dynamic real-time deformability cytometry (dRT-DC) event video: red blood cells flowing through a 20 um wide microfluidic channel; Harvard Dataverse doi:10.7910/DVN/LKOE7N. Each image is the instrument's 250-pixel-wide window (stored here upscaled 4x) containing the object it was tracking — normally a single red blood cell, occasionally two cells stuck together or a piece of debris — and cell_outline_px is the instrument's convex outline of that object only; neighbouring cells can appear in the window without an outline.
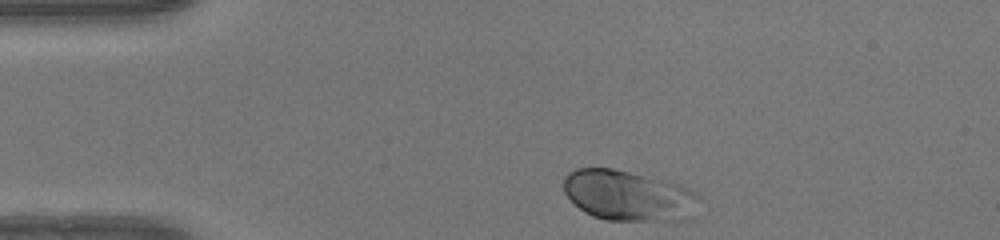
{"species": "human", "species_latin": "Homo sapiens", "temperature_condition": "warm", "stored_images_in_passage": 34, "camera_frame_rate_fps": 3000, "um_per_image_px": 0.085, "donor": {"sex": "female"}, "frame": {"image": 1, "passage_image": 1, "time_ms": 0.0, "image_size_px": [1000, 240], "cell_outline_px": [[700, 196], [696, 216], [692, 220], [676, 224], [604, 220], [592, 216], [584, 212], [564, 192], [564, 176], [568, 172], [576, 168], [612, 168], [668, 180], [680, 184], [696, 192]], "centroid_in_image_um": [53.57, 16.7], "position_along_channel_um": 31.4, "area_um2": 41.79}}
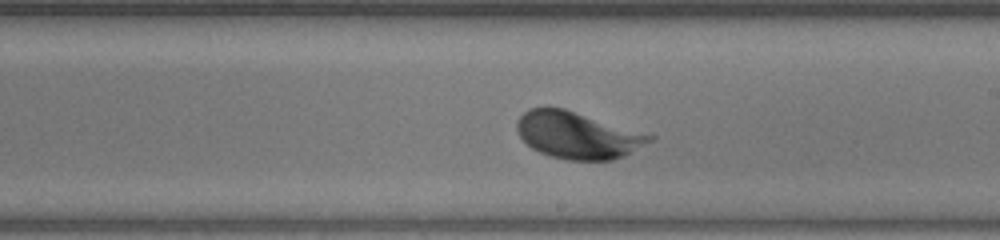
{"frame": {"image": 2, "passage_image": 20, "time_ms": 6.333, "image_size_px": [1000, 240], "cell_outline_px": [[656, 136], [652, 140], [624, 156], [612, 160], [568, 160], [548, 156], [532, 148], [520, 136], [516, 128], [516, 120], [528, 108], [564, 108]], "centroid_in_image_um": [49.07, 11.49], "position_along_channel_um": 239.9, "area_um2": 35.95}}
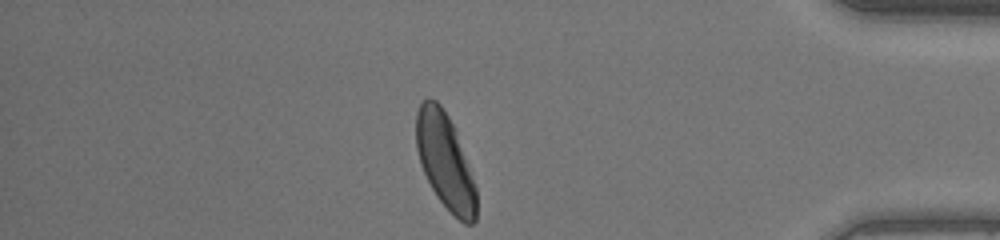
{"frame": {"image": 3, "passage_image": 34, "time_ms": 11.0, "image_size_px": [1000, 240], "cell_outline_px": [[476, 220], [472, 224], [464, 224], [436, 196], [420, 164], [416, 148], [416, 112], [420, 104], [428, 96], [436, 100], [440, 104], [448, 116], [452, 124], [472, 176], [476, 188]], "centroid_in_image_um": [37.81, 13.68], "position_along_channel_um": 397.4, "area_um2": 32.89}, "authors_computed_cell_mechanics": {"area_um2": 35.8071, "velocity_mm_per_s": 4.122, "shape_relaxation_time_tau1_ms": 1.2371, "shape_relaxation_time_tau2_ms": null, "deformation_change_tau1": 0.1206, "deformation_change_tau2": null}}